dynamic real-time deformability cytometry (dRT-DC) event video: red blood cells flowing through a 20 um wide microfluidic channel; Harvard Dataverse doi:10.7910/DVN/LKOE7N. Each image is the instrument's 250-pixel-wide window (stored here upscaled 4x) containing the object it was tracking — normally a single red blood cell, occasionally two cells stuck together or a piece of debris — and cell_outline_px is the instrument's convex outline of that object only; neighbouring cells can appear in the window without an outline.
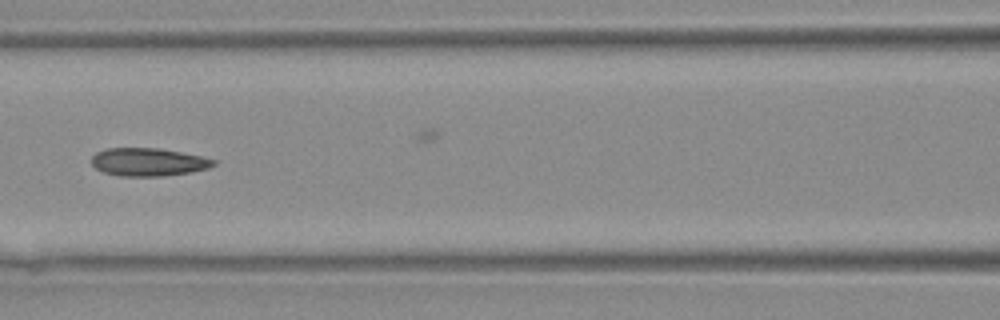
{"species": "Egyptian fruit bat (a non-hibernating species)", "species_latin": "Rousettus aegyptiacus", "temperature_condition": "warm", "stored_images_in_passage": 41, "camera_frame_rate_fps": 3000, "um_per_image_px": 0.085, "animal": {"sex": "female"}, "frame": {"image": 1, "passage_image": 18, "time_ms": 5.667, "image_size_px": [1000, 320], "cell_outline_px": [[220, 160], [216, 164], [208, 168], [188, 172], [164, 176], [120, 176], [104, 172], [96, 168], [92, 164], [92, 156], [96, 152], [108, 148], [160, 148], [204, 156]], "centroid_in_image_um": [12.66, 13.76], "position_along_channel_um": 153.9, "area_um2": 20.06}}
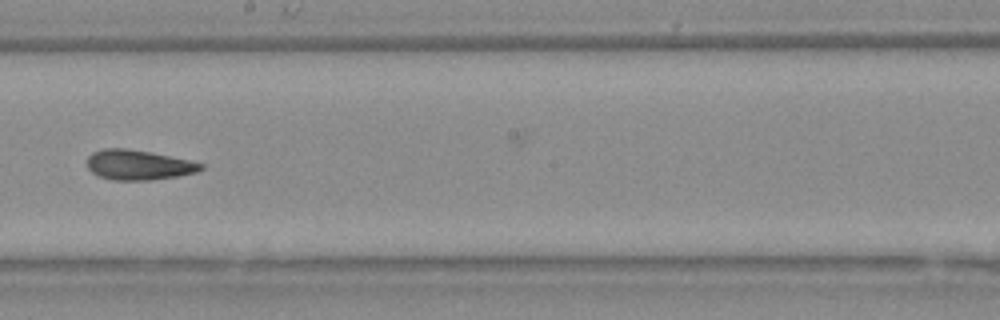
{"frame": {"image": 2, "passage_image": 23, "time_ms": 7.333, "image_size_px": [1000, 320], "cell_outline_px": [[204, 168], [196, 172], [176, 176], [152, 180], [112, 180], [100, 176], [92, 172], [88, 168], [88, 156], [92, 152], [104, 148], [128, 148], [152, 152], [188, 160], [204, 164]], "centroid_in_image_um": [11.76, 14.01], "position_along_channel_um": 236.4, "area_um2": 19.83}}
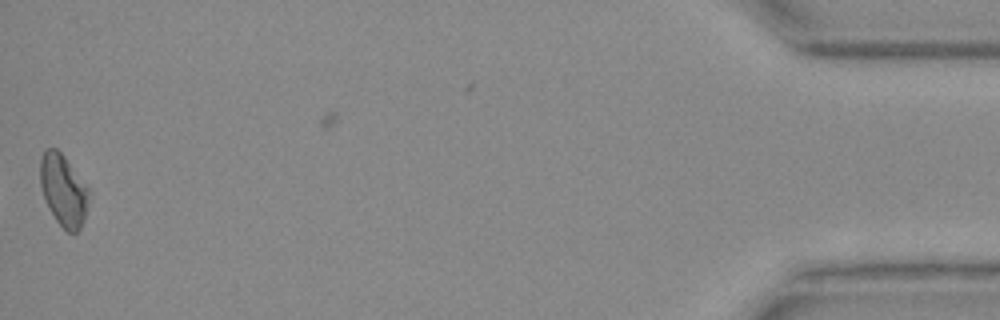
{"frame": {"image": 3, "passage_image": 40, "time_ms": 13.0, "image_size_px": [1000, 320], "cell_outline_px": [[88, 196], [84, 220], [80, 228], [76, 232], [68, 232], [56, 220], [44, 196], [40, 184], [40, 160], [44, 152], [48, 148], [56, 148], [64, 156], [88, 188]], "centroid_in_image_um": [5.38, 16.15], "position_along_channel_um": 429.8, "area_um2": 19.65}}